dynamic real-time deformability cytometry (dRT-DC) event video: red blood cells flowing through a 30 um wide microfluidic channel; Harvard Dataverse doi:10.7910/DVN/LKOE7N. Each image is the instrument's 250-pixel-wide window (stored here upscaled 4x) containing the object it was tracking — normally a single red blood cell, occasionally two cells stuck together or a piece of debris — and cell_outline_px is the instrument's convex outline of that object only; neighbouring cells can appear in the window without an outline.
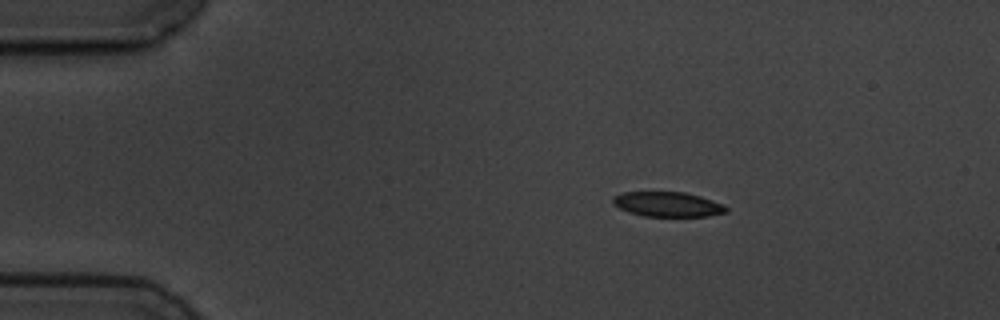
{"species": "common noctule bat (a hibernating species)", "species_latin": "Nyctalus noctula", "temperature_condition": "cold", "stored_images_in_passage": 4, "camera_frame_rate_fps": 3000, "um_per_image_px": 0.085, "animal": {"sex": "male", "body_mass_g": 19.5, "forearm_length_mm": 54.6}, "frame": {"image": 1, "passage_image": 2, "time_ms": 1.333, "image_size_px": [1000, 320], "cell_outline_px": [[728, 212], [708, 216], [644, 216], [628, 212], [612, 204], [612, 196], [624, 192], [684, 192], [700, 196], [724, 204], [728, 208]], "centroid_in_image_um": [56.75, 17.36], "position_along_channel_um": 28.3, "area_um2": 16.47}}